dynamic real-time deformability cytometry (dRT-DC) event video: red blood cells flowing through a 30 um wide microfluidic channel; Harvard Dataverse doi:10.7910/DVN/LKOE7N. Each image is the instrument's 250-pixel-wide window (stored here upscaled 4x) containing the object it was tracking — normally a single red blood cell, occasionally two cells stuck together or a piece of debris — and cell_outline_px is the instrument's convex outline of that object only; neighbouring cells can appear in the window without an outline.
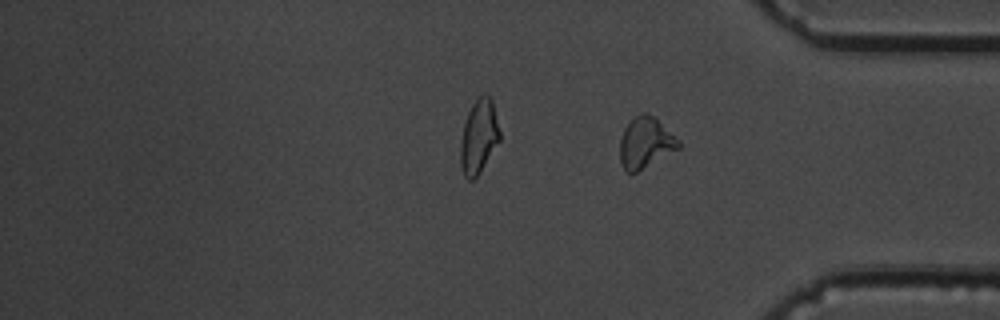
{"species": "common noctule bat (a hibernating species)", "species_latin": "Nyctalus noctula", "temperature_condition": "cold", "stored_images_in_passage": 15, "segment_of_instrument_passage": [2, 2], "camera_frame_rate_fps": 3000, "um_per_image_px": 0.085, "animal": {"sex": "male", "body_mass_g": 19.5, "forearm_length_mm": 54.6}, "frame": {"image": 1, "passage_image": 15, "time_ms": 4.667, "image_size_px": [1000, 320], "cell_outline_px": [[680, 148], [632, 176], [624, 172], [620, 160], [620, 140], [624, 128], [628, 120], [640, 112], [644, 112], [652, 116], [680, 140]], "centroid_in_image_um": [54.83, 12.18], "position_along_channel_um": 380.4, "area_um2": 17.8}}